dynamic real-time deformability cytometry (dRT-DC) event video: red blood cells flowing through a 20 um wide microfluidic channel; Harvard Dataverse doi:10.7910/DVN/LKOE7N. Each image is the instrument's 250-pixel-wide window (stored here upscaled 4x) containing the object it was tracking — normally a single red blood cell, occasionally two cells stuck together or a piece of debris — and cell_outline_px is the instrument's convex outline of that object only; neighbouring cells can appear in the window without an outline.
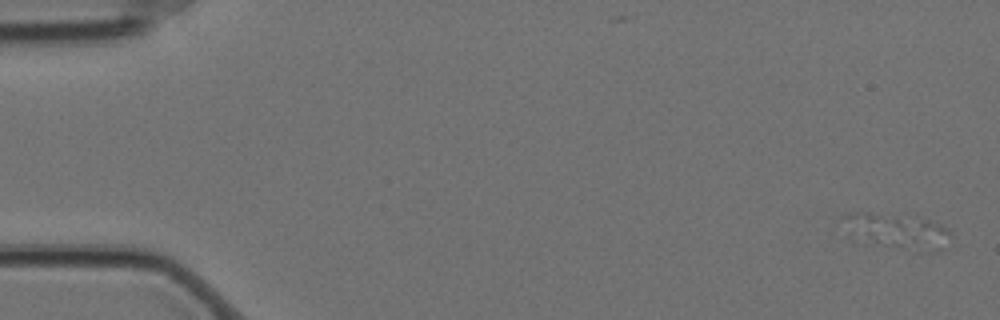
{"species": "Egyptian fruit bat (a non-hibernating species)", "species_latin": "Rousettus aegyptiacus", "temperature_condition": "cold", "stored_images_in_passage": 4, "camera_frame_rate_fps": 3000, "um_per_image_px": 0.085, "animal": {"sex": "female"}, "frame": {"image": 1, "passage_image": 2, "time_ms": 0.333, "image_size_px": [1000, 320], "cell_outline_px": [[952, 236], [944, 248], [940, 252], [928, 252], [884, 244], [888, 220], [928, 220], [940, 224], [948, 228], [952, 232]], "centroid_in_image_um": [78.0, 19.99], "position_along_channel_um": 7.0, "area_um2": 12.66}}